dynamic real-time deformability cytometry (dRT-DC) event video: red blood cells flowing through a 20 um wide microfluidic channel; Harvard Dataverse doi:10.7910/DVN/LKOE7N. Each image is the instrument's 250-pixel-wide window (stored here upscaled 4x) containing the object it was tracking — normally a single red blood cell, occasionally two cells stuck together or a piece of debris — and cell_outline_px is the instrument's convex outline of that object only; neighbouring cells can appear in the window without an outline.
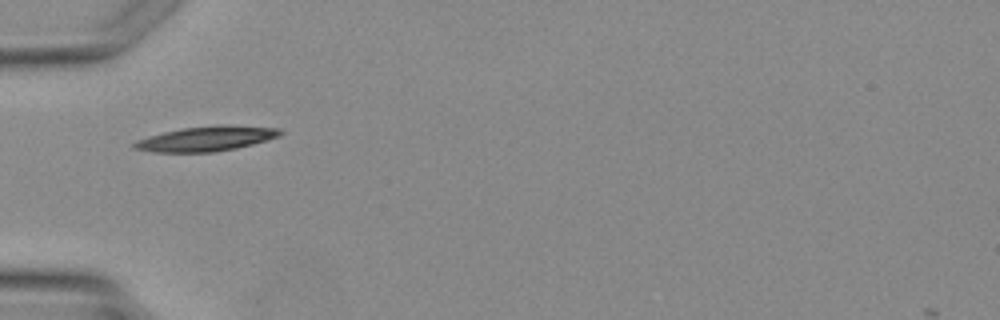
{"species": "Egyptian fruit bat (a non-hibernating species)", "species_latin": "Rousettus aegyptiacus", "temperature_condition": "warm", "stored_images_in_passage": 1, "camera_frame_rate_fps": 3000, "um_per_image_px": 0.085, "animal": {"sex": "female"}, "frame": {"image": 1, "passage_image": 1, "time_ms": 0.0, "image_size_px": [1000, 320], "cell_outline_px": [[284, 132], [280, 136], [252, 144], [236, 148], [212, 152], [156, 152], [132, 148], [132, 144], [136, 140], [148, 136], [180, 128], [220, 124], [280, 128]], "centroid_in_image_um": [17.53, 11.78], "position_along_channel_um": 67.5, "area_um2": 21.21}}